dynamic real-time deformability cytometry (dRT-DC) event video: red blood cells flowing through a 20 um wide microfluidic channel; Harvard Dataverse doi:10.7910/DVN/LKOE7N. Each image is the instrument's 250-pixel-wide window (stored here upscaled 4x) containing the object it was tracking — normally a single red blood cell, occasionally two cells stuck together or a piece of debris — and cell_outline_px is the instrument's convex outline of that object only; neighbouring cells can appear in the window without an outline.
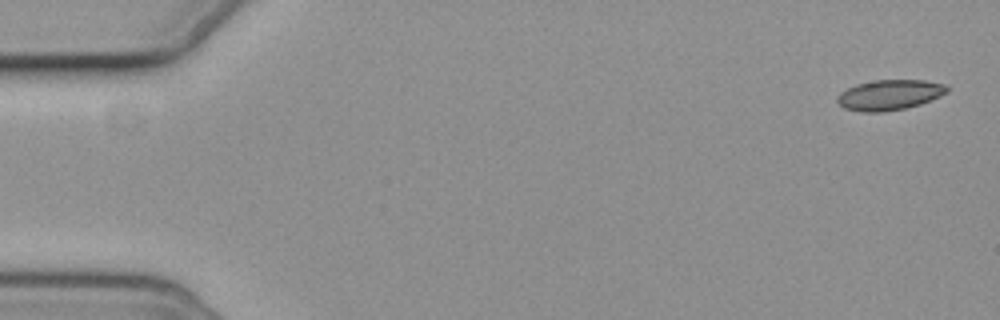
{"species": "common noctule bat (a hibernating species)", "species_latin": "Nyctalus noctula", "temperature_condition": "cold", "stored_images_in_passage": 6, "camera_frame_rate_fps": 3000, "um_per_image_px": 0.085, "animal": {"sex": "female", "body_mass_g": 19.3, "forearm_length_mm": 54.1}, "frame": {"image": 1, "passage_image": 1, "time_ms": 0.0, "image_size_px": [1000, 320], "cell_outline_px": [[948, 92], [940, 96], [920, 104], [904, 108], [884, 112], [860, 112], [844, 108], [836, 100], [836, 96], [840, 92], [856, 84], [876, 80], [924, 80], [948, 84]], "centroid_in_image_um": [75.61, 8.06], "position_along_channel_um": 9.4, "area_um2": 19.48}}
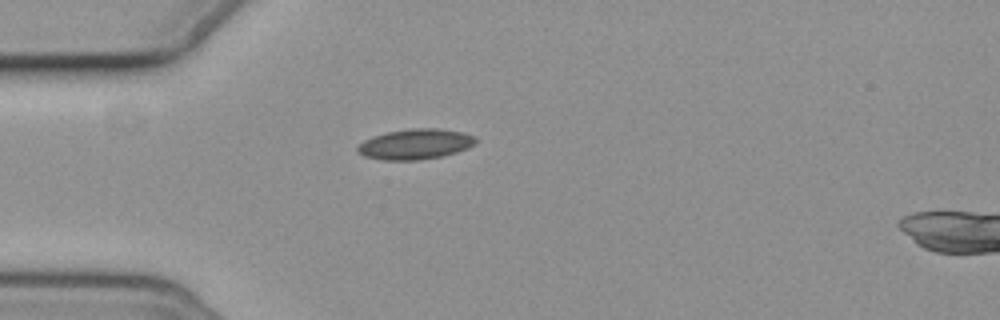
{"frame": {"image": 2, "passage_image": 5, "time_ms": 4.667, "image_size_px": [1000, 320], "cell_outline_px": [[476, 144], [468, 148], [456, 152], [440, 156], [420, 160], [384, 160], [364, 156], [356, 152], [356, 148], [364, 140], [372, 136], [388, 132], [412, 128], [440, 128], [464, 132], [476, 136]], "centroid_in_image_um": [35.32, 12.24], "position_along_channel_um": 49.7, "area_um2": 21.04}}